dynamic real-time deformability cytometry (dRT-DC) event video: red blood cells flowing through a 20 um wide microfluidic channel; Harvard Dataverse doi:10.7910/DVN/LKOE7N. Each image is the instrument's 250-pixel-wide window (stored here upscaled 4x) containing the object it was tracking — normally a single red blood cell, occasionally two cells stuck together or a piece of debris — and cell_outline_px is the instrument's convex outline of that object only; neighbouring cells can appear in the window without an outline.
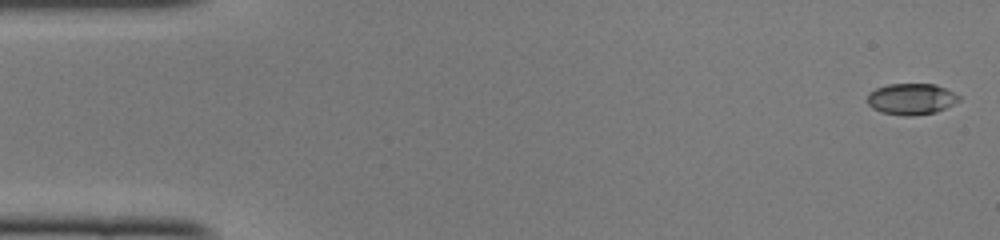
{"species": "common noctule bat (a hibernating species)", "species_latin": "Nyctalus noctula", "temperature_condition": "cold", "stored_images_in_passage": 48, "camera_frame_rate_fps": 3000, "um_per_image_px": 0.085, "animal": {"sex": "female", "body_mass_g": 22.0, "forearm_length_mm": 56.7}, "frame": {"image": 1, "passage_image": 1, "time_ms": 0.0, "image_size_px": [1000, 240], "cell_outline_px": [[960, 100], [936, 112], [912, 116], [904, 116], [880, 112], [872, 108], [868, 104], [868, 92], [876, 88], [888, 84], [936, 84], [960, 96]], "centroid_in_image_um": [77.43, 8.42], "position_along_channel_um": 7.6, "area_um2": 16.65}}
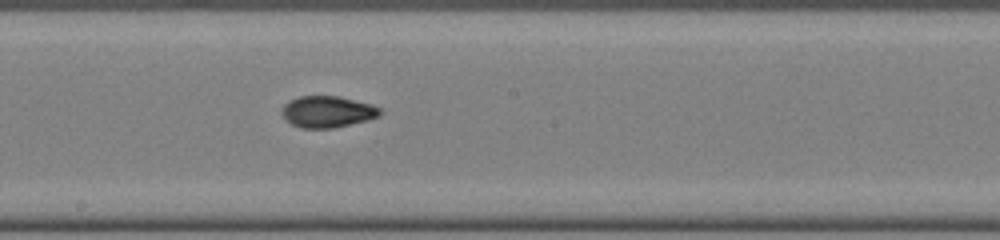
{"frame": {"image": 2, "passage_image": 26, "time_ms": 8.333, "image_size_px": [1000, 240], "cell_outline_px": [[384, 112], [380, 116], [368, 120], [332, 128], [300, 128], [292, 124], [284, 116], [284, 104], [288, 100], [300, 96], [340, 96], [372, 104], [380, 108]], "centroid_in_image_um": [27.89, 9.49], "position_along_channel_um": 220.3, "area_um2": 17.98}}
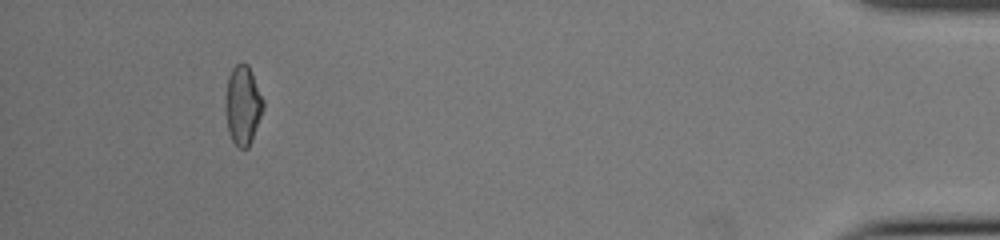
{"frame": {"image": 3, "passage_image": 45, "time_ms": 14.667, "image_size_px": [1000, 240], "cell_outline_px": [[264, 108], [252, 140], [248, 148], [240, 148], [232, 140], [228, 132], [224, 108], [224, 100], [228, 76], [232, 68], [236, 64], [248, 64], [252, 72], [264, 100]], "centroid_in_image_um": [20.62, 8.94], "position_along_channel_um": 414.6, "area_um2": 17.69}, "authors_computed_cell_mechanics": {"area_um2": 17.3111, "velocity_mm_per_s": 4.1261, "shape_relaxation_time_tau1_ms": 6.2212, "shape_relaxation_time_tau2_ms": 2.7355, "deformation_change_tau1": 0.184, "deformation_change_tau2": 0.0708}}